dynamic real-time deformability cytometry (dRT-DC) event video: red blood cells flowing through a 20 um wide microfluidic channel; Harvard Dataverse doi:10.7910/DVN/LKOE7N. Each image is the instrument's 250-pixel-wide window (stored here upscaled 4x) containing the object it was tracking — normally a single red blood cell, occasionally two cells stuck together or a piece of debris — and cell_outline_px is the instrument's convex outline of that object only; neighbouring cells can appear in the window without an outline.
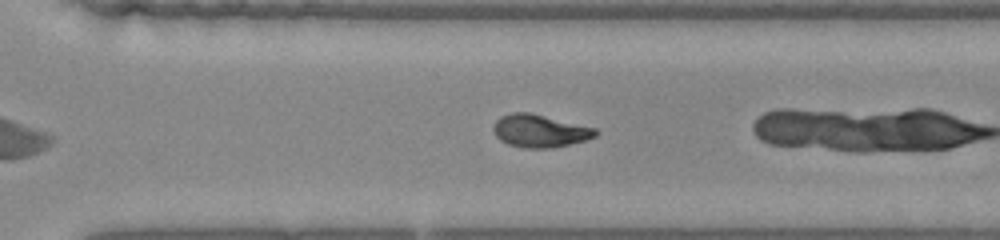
{"species": "common noctule bat (a hibernating species)", "species_latin": "Nyctalus noctula", "temperature_condition": "warm", "stored_images_in_passage": 25, "camera_frame_rate_fps": 3000, "um_per_image_px": 0.085, "animal": {"sex": "female", "body_mass_g": 22.0, "forearm_length_mm": 56.7}, "frame": {"image": 1, "passage_image": 22, "time_ms": 7.0, "image_size_px": [1000, 240], "cell_outline_px": [[600, 132], [596, 136], [584, 140], [568, 144], [548, 148], [524, 148], [508, 144], [500, 140], [496, 136], [492, 128], [496, 120], [500, 116], [512, 112], [528, 112], [596, 128]], "centroid_in_image_um": [45.86, 11.12], "position_along_channel_um": 324.7, "area_um2": 19.36}}